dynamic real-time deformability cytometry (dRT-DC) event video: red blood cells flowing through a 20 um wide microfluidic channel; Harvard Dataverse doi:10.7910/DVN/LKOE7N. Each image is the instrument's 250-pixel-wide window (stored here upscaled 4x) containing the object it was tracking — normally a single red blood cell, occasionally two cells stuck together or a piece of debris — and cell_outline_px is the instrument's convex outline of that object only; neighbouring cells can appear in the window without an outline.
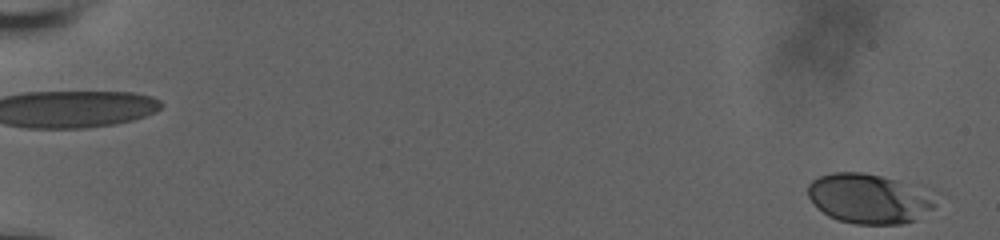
{"species": "human", "species_latin": "Homo sapiens", "temperature_condition": "room temperature", "stored_images_in_passage": 59, "camera_frame_rate_fps": 3000, "um_per_image_px": 0.085, "donor": {"sex": "male"}, "frame": {"image": 1, "passage_image": 2, "time_ms": 0.333, "image_size_px": [1000, 240], "cell_outline_px": [[936, 204], [932, 208], [916, 220], [900, 224], [856, 224], [836, 220], [828, 216], [808, 196], [808, 184], [812, 180], [820, 176], [832, 172], [860, 172], [880, 176], [896, 180], [928, 196]], "centroid_in_image_um": [73.75, 16.9], "position_along_channel_um": 11.3, "area_um2": 35.84}}
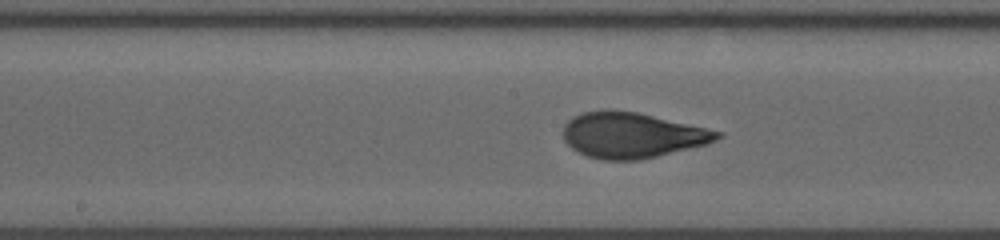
{"frame": {"image": 2, "passage_image": 33, "time_ms": 10.667, "image_size_px": [1000, 240], "cell_outline_px": [[724, 136], [708, 144], [640, 160], [600, 160], [588, 156], [572, 148], [564, 140], [564, 124], [572, 116], [584, 112], [636, 112], [724, 132]], "centroid_in_image_um": [53.76, 11.52], "position_along_channel_um": 194.4, "area_um2": 40.23}}
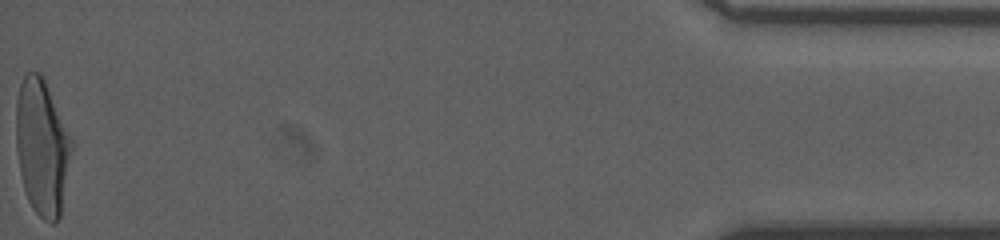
{"frame": {"image": 3, "passage_image": 59, "time_ms": 19.333, "image_size_px": [1000, 240], "cell_outline_px": [[72, 148], [60, 216], [52, 224], [44, 220], [36, 212], [28, 200], [24, 188], [20, 172], [16, 148], [16, 100], [20, 84], [24, 76], [28, 72], [40, 72], [44, 80], [72, 140]], "centroid_in_image_um": [3.55, 12.5], "position_along_channel_um": 431.6, "area_um2": 43.35}, "authors_computed_cell_mechanics": {"area_um2": 39.7086, "velocity_mm_per_s": 3.7367, "shape_relaxation_time_tau1_ms": 5.6841, "shape_relaxation_time_tau2_ms": null, "deformation_change_tau1": 0.2114, "deformation_change_tau2": null}}